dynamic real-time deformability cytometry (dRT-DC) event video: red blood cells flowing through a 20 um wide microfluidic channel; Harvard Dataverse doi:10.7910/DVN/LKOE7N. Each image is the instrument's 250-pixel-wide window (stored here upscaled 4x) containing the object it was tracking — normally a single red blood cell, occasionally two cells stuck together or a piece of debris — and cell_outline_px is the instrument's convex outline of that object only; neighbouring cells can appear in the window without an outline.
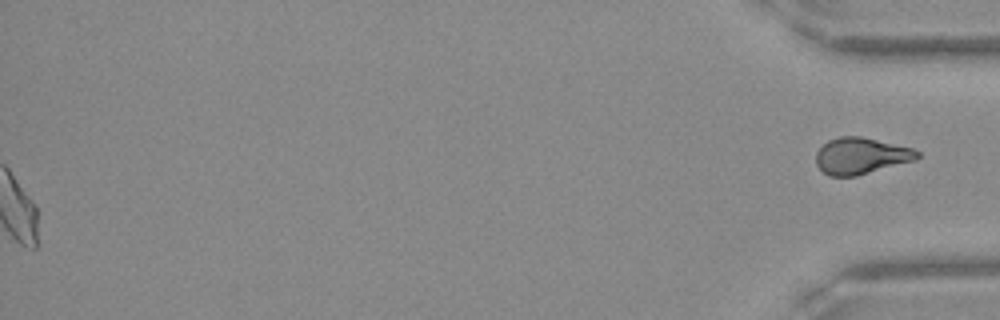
{"species": "Egyptian fruit bat (a non-hibernating species)", "species_latin": "Rousettus aegyptiacus", "temperature_condition": "warm", "stored_images_in_passage": 35, "segment_of_instrument_passage": [2, 2], "camera_frame_rate_fps": 3000, "um_per_image_px": 0.085, "frame": {"image": 1, "passage_image": 35, "time_ms": 11.333, "image_size_px": [1000, 320], "cell_outline_px": [[920, 156], [916, 160], [856, 176], [828, 176], [816, 164], [816, 152], [828, 140], [840, 136], [860, 136], [912, 148], [920, 152]], "centroid_in_image_um": [73.18, 13.25], "position_along_channel_um": 362.0, "area_um2": 21.44}}